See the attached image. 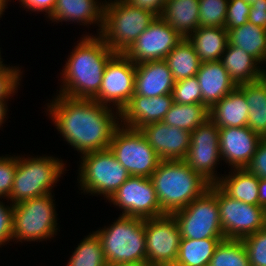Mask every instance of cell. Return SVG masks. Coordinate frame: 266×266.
Wrapping results in <instances>:
<instances>
[{"label":"cell","mask_w":266,"mask_h":266,"mask_svg":"<svg viewBox=\"0 0 266 266\" xmlns=\"http://www.w3.org/2000/svg\"><path fill=\"white\" fill-rule=\"evenodd\" d=\"M47 107L57 130L81 155L108 149L121 125L118 110L113 113L111 107L93 99L58 94Z\"/></svg>","instance_id":"obj_1"},{"label":"cell","mask_w":266,"mask_h":266,"mask_svg":"<svg viewBox=\"0 0 266 266\" xmlns=\"http://www.w3.org/2000/svg\"><path fill=\"white\" fill-rule=\"evenodd\" d=\"M62 70L59 94L93 99L100 90L106 64L116 54L98 35H86L72 50Z\"/></svg>","instance_id":"obj_2"},{"label":"cell","mask_w":266,"mask_h":266,"mask_svg":"<svg viewBox=\"0 0 266 266\" xmlns=\"http://www.w3.org/2000/svg\"><path fill=\"white\" fill-rule=\"evenodd\" d=\"M150 178L162 212L169 215L185 208L211 186L184 160H161Z\"/></svg>","instance_id":"obj_3"},{"label":"cell","mask_w":266,"mask_h":266,"mask_svg":"<svg viewBox=\"0 0 266 266\" xmlns=\"http://www.w3.org/2000/svg\"><path fill=\"white\" fill-rule=\"evenodd\" d=\"M100 37L115 53H124L157 17L125 0L106 1Z\"/></svg>","instance_id":"obj_4"},{"label":"cell","mask_w":266,"mask_h":266,"mask_svg":"<svg viewBox=\"0 0 266 266\" xmlns=\"http://www.w3.org/2000/svg\"><path fill=\"white\" fill-rule=\"evenodd\" d=\"M95 233L108 265L147 261L143 218L121 215L109 227Z\"/></svg>","instance_id":"obj_5"},{"label":"cell","mask_w":266,"mask_h":266,"mask_svg":"<svg viewBox=\"0 0 266 266\" xmlns=\"http://www.w3.org/2000/svg\"><path fill=\"white\" fill-rule=\"evenodd\" d=\"M63 171L64 163L58 158L19 156L8 199H11V204L15 205L51 193L54 183H57Z\"/></svg>","instance_id":"obj_6"},{"label":"cell","mask_w":266,"mask_h":266,"mask_svg":"<svg viewBox=\"0 0 266 266\" xmlns=\"http://www.w3.org/2000/svg\"><path fill=\"white\" fill-rule=\"evenodd\" d=\"M52 198L49 193L13 205L14 241H42L56 235L58 214Z\"/></svg>","instance_id":"obj_7"},{"label":"cell","mask_w":266,"mask_h":266,"mask_svg":"<svg viewBox=\"0 0 266 266\" xmlns=\"http://www.w3.org/2000/svg\"><path fill=\"white\" fill-rule=\"evenodd\" d=\"M79 170L80 190L103 195L107 200L131 176L111 150H99L82 155Z\"/></svg>","instance_id":"obj_8"},{"label":"cell","mask_w":266,"mask_h":266,"mask_svg":"<svg viewBox=\"0 0 266 266\" xmlns=\"http://www.w3.org/2000/svg\"><path fill=\"white\" fill-rule=\"evenodd\" d=\"M171 215L177 222L181 238H225L220 223L217 184H211L203 195Z\"/></svg>","instance_id":"obj_9"},{"label":"cell","mask_w":266,"mask_h":266,"mask_svg":"<svg viewBox=\"0 0 266 266\" xmlns=\"http://www.w3.org/2000/svg\"><path fill=\"white\" fill-rule=\"evenodd\" d=\"M109 149L131 176L150 178L161 159L139 129L121 125Z\"/></svg>","instance_id":"obj_10"},{"label":"cell","mask_w":266,"mask_h":266,"mask_svg":"<svg viewBox=\"0 0 266 266\" xmlns=\"http://www.w3.org/2000/svg\"><path fill=\"white\" fill-rule=\"evenodd\" d=\"M220 223L226 239H238L266 227L265 208L231 198L217 185Z\"/></svg>","instance_id":"obj_11"},{"label":"cell","mask_w":266,"mask_h":266,"mask_svg":"<svg viewBox=\"0 0 266 266\" xmlns=\"http://www.w3.org/2000/svg\"><path fill=\"white\" fill-rule=\"evenodd\" d=\"M135 73V63L123 53H116L106 64L99 93L93 100L109 107L112 102L121 112L134 94Z\"/></svg>","instance_id":"obj_12"},{"label":"cell","mask_w":266,"mask_h":266,"mask_svg":"<svg viewBox=\"0 0 266 266\" xmlns=\"http://www.w3.org/2000/svg\"><path fill=\"white\" fill-rule=\"evenodd\" d=\"M147 262L152 266H174L180 244V230L175 218L165 214L144 219Z\"/></svg>","instance_id":"obj_13"},{"label":"cell","mask_w":266,"mask_h":266,"mask_svg":"<svg viewBox=\"0 0 266 266\" xmlns=\"http://www.w3.org/2000/svg\"><path fill=\"white\" fill-rule=\"evenodd\" d=\"M220 158L219 128L208 118L191 132L190 146L184 161L211 184H217L221 177L216 175L215 167L222 160Z\"/></svg>","instance_id":"obj_14"},{"label":"cell","mask_w":266,"mask_h":266,"mask_svg":"<svg viewBox=\"0 0 266 266\" xmlns=\"http://www.w3.org/2000/svg\"><path fill=\"white\" fill-rule=\"evenodd\" d=\"M108 201L123 209V216L147 219L165 215L151 178L130 176Z\"/></svg>","instance_id":"obj_15"},{"label":"cell","mask_w":266,"mask_h":266,"mask_svg":"<svg viewBox=\"0 0 266 266\" xmlns=\"http://www.w3.org/2000/svg\"><path fill=\"white\" fill-rule=\"evenodd\" d=\"M183 39L161 16H158L123 54L135 64L164 60Z\"/></svg>","instance_id":"obj_16"},{"label":"cell","mask_w":266,"mask_h":266,"mask_svg":"<svg viewBox=\"0 0 266 266\" xmlns=\"http://www.w3.org/2000/svg\"><path fill=\"white\" fill-rule=\"evenodd\" d=\"M261 137L245 127L219 128V150L221 159L232 169L246 168L254 156Z\"/></svg>","instance_id":"obj_17"},{"label":"cell","mask_w":266,"mask_h":266,"mask_svg":"<svg viewBox=\"0 0 266 266\" xmlns=\"http://www.w3.org/2000/svg\"><path fill=\"white\" fill-rule=\"evenodd\" d=\"M161 160H184L190 146L191 132L169 126L163 121L139 129Z\"/></svg>","instance_id":"obj_18"},{"label":"cell","mask_w":266,"mask_h":266,"mask_svg":"<svg viewBox=\"0 0 266 266\" xmlns=\"http://www.w3.org/2000/svg\"><path fill=\"white\" fill-rule=\"evenodd\" d=\"M173 104L172 94L157 97L133 95L120 112L123 126L140 129L143 126L162 121Z\"/></svg>","instance_id":"obj_19"},{"label":"cell","mask_w":266,"mask_h":266,"mask_svg":"<svg viewBox=\"0 0 266 266\" xmlns=\"http://www.w3.org/2000/svg\"><path fill=\"white\" fill-rule=\"evenodd\" d=\"M135 87L133 95L157 97L172 94L175 81L164 60L145 61L135 64Z\"/></svg>","instance_id":"obj_20"},{"label":"cell","mask_w":266,"mask_h":266,"mask_svg":"<svg viewBox=\"0 0 266 266\" xmlns=\"http://www.w3.org/2000/svg\"><path fill=\"white\" fill-rule=\"evenodd\" d=\"M196 77L208 109L237 87L220 60L201 63Z\"/></svg>","instance_id":"obj_21"},{"label":"cell","mask_w":266,"mask_h":266,"mask_svg":"<svg viewBox=\"0 0 266 266\" xmlns=\"http://www.w3.org/2000/svg\"><path fill=\"white\" fill-rule=\"evenodd\" d=\"M98 0H56L55 8L49 16L50 20L58 22H81L83 24H97L102 31L104 4ZM98 3V4H97Z\"/></svg>","instance_id":"obj_22"},{"label":"cell","mask_w":266,"mask_h":266,"mask_svg":"<svg viewBox=\"0 0 266 266\" xmlns=\"http://www.w3.org/2000/svg\"><path fill=\"white\" fill-rule=\"evenodd\" d=\"M248 111L245 95L236 87L209 109V118L218 128L245 127Z\"/></svg>","instance_id":"obj_23"},{"label":"cell","mask_w":266,"mask_h":266,"mask_svg":"<svg viewBox=\"0 0 266 266\" xmlns=\"http://www.w3.org/2000/svg\"><path fill=\"white\" fill-rule=\"evenodd\" d=\"M236 86L259 80L260 62L240 47L228 44L220 59Z\"/></svg>","instance_id":"obj_24"},{"label":"cell","mask_w":266,"mask_h":266,"mask_svg":"<svg viewBox=\"0 0 266 266\" xmlns=\"http://www.w3.org/2000/svg\"><path fill=\"white\" fill-rule=\"evenodd\" d=\"M199 0H166L161 17L182 37L199 27Z\"/></svg>","instance_id":"obj_25"},{"label":"cell","mask_w":266,"mask_h":266,"mask_svg":"<svg viewBox=\"0 0 266 266\" xmlns=\"http://www.w3.org/2000/svg\"><path fill=\"white\" fill-rule=\"evenodd\" d=\"M187 40L201 63L218 61L228 45V32L225 27H198Z\"/></svg>","instance_id":"obj_26"},{"label":"cell","mask_w":266,"mask_h":266,"mask_svg":"<svg viewBox=\"0 0 266 266\" xmlns=\"http://www.w3.org/2000/svg\"><path fill=\"white\" fill-rule=\"evenodd\" d=\"M217 185L231 198L250 205H258L259 178L246 168L232 169Z\"/></svg>","instance_id":"obj_27"},{"label":"cell","mask_w":266,"mask_h":266,"mask_svg":"<svg viewBox=\"0 0 266 266\" xmlns=\"http://www.w3.org/2000/svg\"><path fill=\"white\" fill-rule=\"evenodd\" d=\"M237 88L245 95L249 107L247 126L261 138H266V88L263 82L259 79Z\"/></svg>","instance_id":"obj_28"},{"label":"cell","mask_w":266,"mask_h":266,"mask_svg":"<svg viewBox=\"0 0 266 266\" xmlns=\"http://www.w3.org/2000/svg\"><path fill=\"white\" fill-rule=\"evenodd\" d=\"M225 238H181L174 266H208L215 249Z\"/></svg>","instance_id":"obj_29"},{"label":"cell","mask_w":266,"mask_h":266,"mask_svg":"<svg viewBox=\"0 0 266 266\" xmlns=\"http://www.w3.org/2000/svg\"><path fill=\"white\" fill-rule=\"evenodd\" d=\"M164 61L169 66L175 82L196 76L201 64L193 45L187 38L180 41Z\"/></svg>","instance_id":"obj_30"},{"label":"cell","mask_w":266,"mask_h":266,"mask_svg":"<svg viewBox=\"0 0 266 266\" xmlns=\"http://www.w3.org/2000/svg\"><path fill=\"white\" fill-rule=\"evenodd\" d=\"M227 32L228 44L240 47L262 64L266 54V29L247 22Z\"/></svg>","instance_id":"obj_31"},{"label":"cell","mask_w":266,"mask_h":266,"mask_svg":"<svg viewBox=\"0 0 266 266\" xmlns=\"http://www.w3.org/2000/svg\"><path fill=\"white\" fill-rule=\"evenodd\" d=\"M209 118V109L203 104H179L173 102L163 122L192 132Z\"/></svg>","instance_id":"obj_32"},{"label":"cell","mask_w":266,"mask_h":266,"mask_svg":"<svg viewBox=\"0 0 266 266\" xmlns=\"http://www.w3.org/2000/svg\"><path fill=\"white\" fill-rule=\"evenodd\" d=\"M67 266H107L100 238L95 232L81 240Z\"/></svg>","instance_id":"obj_33"},{"label":"cell","mask_w":266,"mask_h":266,"mask_svg":"<svg viewBox=\"0 0 266 266\" xmlns=\"http://www.w3.org/2000/svg\"><path fill=\"white\" fill-rule=\"evenodd\" d=\"M208 266H250L242 240L226 238L221 240Z\"/></svg>","instance_id":"obj_34"},{"label":"cell","mask_w":266,"mask_h":266,"mask_svg":"<svg viewBox=\"0 0 266 266\" xmlns=\"http://www.w3.org/2000/svg\"><path fill=\"white\" fill-rule=\"evenodd\" d=\"M229 0H199V27H224Z\"/></svg>","instance_id":"obj_35"},{"label":"cell","mask_w":266,"mask_h":266,"mask_svg":"<svg viewBox=\"0 0 266 266\" xmlns=\"http://www.w3.org/2000/svg\"><path fill=\"white\" fill-rule=\"evenodd\" d=\"M173 102L202 104V94L196 76L176 81L172 90Z\"/></svg>","instance_id":"obj_36"},{"label":"cell","mask_w":266,"mask_h":266,"mask_svg":"<svg viewBox=\"0 0 266 266\" xmlns=\"http://www.w3.org/2000/svg\"><path fill=\"white\" fill-rule=\"evenodd\" d=\"M250 266H266V227L241 239Z\"/></svg>","instance_id":"obj_37"},{"label":"cell","mask_w":266,"mask_h":266,"mask_svg":"<svg viewBox=\"0 0 266 266\" xmlns=\"http://www.w3.org/2000/svg\"><path fill=\"white\" fill-rule=\"evenodd\" d=\"M249 12L250 5L244 0H229L224 26L225 29L228 31L247 23Z\"/></svg>","instance_id":"obj_38"},{"label":"cell","mask_w":266,"mask_h":266,"mask_svg":"<svg viewBox=\"0 0 266 266\" xmlns=\"http://www.w3.org/2000/svg\"><path fill=\"white\" fill-rule=\"evenodd\" d=\"M18 157L0 156V198H9L17 169Z\"/></svg>","instance_id":"obj_39"},{"label":"cell","mask_w":266,"mask_h":266,"mask_svg":"<svg viewBox=\"0 0 266 266\" xmlns=\"http://www.w3.org/2000/svg\"><path fill=\"white\" fill-rule=\"evenodd\" d=\"M21 69L19 67L7 66L0 72V101L7 100L18 89L21 80Z\"/></svg>","instance_id":"obj_40"},{"label":"cell","mask_w":266,"mask_h":266,"mask_svg":"<svg viewBox=\"0 0 266 266\" xmlns=\"http://www.w3.org/2000/svg\"><path fill=\"white\" fill-rule=\"evenodd\" d=\"M0 201V247L13 239V205Z\"/></svg>","instance_id":"obj_41"},{"label":"cell","mask_w":266,"mask_h":266,"mask_svg":"<svg viewBox=\"0 0 266 266\" xmlns=\"http://www.w3.org/2000/svg\"><path fill=\"white\" fill-rule=\"evenodd\" d=\"M246 169L258 178H266V138H262Z\"/></svg>","instance_id":"obj_42"},{"label":"cell","mask_w":266,"mask_h":266,"mask_svg":"<svg viewBox=\"0 0 266 266\" xmlns=\"http://www.w3.org/2000/svg\"><path fill=\"white\" fill-rule=\"evenodd\" d=\"M248 22L266 29V0L250 5Z\"/></svg>","instance_id":"obj_43"},{"label":"cell","mask_w":266,"mask_h":266,"mask_svg":"<svg viewBox=\"0 0 266 266\" xmlns=\"http://www.w3.org/2000/svg\"><path fill=\"white\" fill-rule=\"evenodd\" d=\"M24 8L30 11L45 12L48 17L52 14L56 0H19Z\"/></svg>","instance_id":"obj_44"},{"label":"cell","mask_w":266,"mask_h":266,"mask_svg":"<svg viewBox=\"0 0 266 266\" xmlns=\"http://www.w3.org/2000/svg\"><path fill=\"white\" fill-rule=\"evenodd\" d=\"M131 6L138 7L154 13L157 17L162 15L166 0H125Z\"/></svg>","instance_id":"obj_45"},{"label":"cell","mask_w":266,"mask_h":266,"mask_svg":"<svg viewBox=\"0 0 266 266\" xmlns=\"http://www.w3.org/2000/svg\"><path fill=\"white\" fill-rule=\"evenodd\" d=\"M258 205L266 209V178H259Z\"/></svg>","instance_id":"obj_46"},{"label":"cell","mask_w":266,"mask_h":266,"mask_svg":"<svg viewBox=\"0 0 266 266\" xmlns=\"http://www.w3.org/2000/svg\"><path fill=\"white\" fill-rule=\"evenodd\" d=\"M7 100H2L0 101V126H2V123H4L5 121V116H6V113H7V104H6Z\"/></svg>","instance_id":"obj_47"},{"label":"cell","mask_w":266,"mask_h":266,"mask_svg":"<svg viewBox=\"0 0 266 266\" xmlns=\"http://www.w3.org/2000/svg\"><path fill=\"white\" fill-rule=\"evenodd\" d=\"M107 266H152V265L146 261V262H130V263L110 264Z\"/></svg>","instance_id":"obj_48"},{"label":"cell","mask_w":266,"mask_h":266,"mask_svg":"<svg viewBox=\"0 0 266 266\" xmlns=\"http://www.w3.org/2000/svg\"><path fill=\"white\" fill-rule=\"evenodd\" d=\"M8 3V0H0V18L2 17L3 12L6 9V4Z\"/></svg>","instance_id":"obj_49"},{"label":"cell","mask_w":266,"mask_h":266,"mask_svg":"<svg viewBox=\"0 0 266 266\" xmlns=\"http://www.w3.org/2000/svg\"><path fill=\"white\" fill-rule=\"evenodd\" d=\"M264 62L266 63V54L264 56V59H263L262 63H264ZM261 75H266V70L265 69H261Z\"/></svg>","instance_id":"obj_50"},{"label":"cell","mask_w":266,"mask_h":266,"mask_svg":"<svg viewBox=\"0 0 266 266\" xmlns=\"http://www.w3.org/2000/svg\"><path fill=\"white\" fill-rule=\"evenodd\" d=\"M259 79L263 82V84L266 88V75H261Z\"/></svg>","instance_id":"obj_51"},{"label":"cell","mask_w":266,"mask_h":266,"mask_svg":"<svg viewBox=\"0 0 266 266\" xmlns=\"http://www.w3.org/2000/svg\"><path fill=\"white\" fill-rule=\"evenodd\" d=\"M0 54H1V52H0ZM1 60H2V58H1V55H0V72L6 67L4 65L3 61H1Z\"/></svg>","instance_id":"obj_52"},{"label":"cell","mask_w":266,"mask_h":266,"mask_svg":"<svg viewBox=\"0 0 266 266\" xmlns=\"http://www.w3.org/2000/svg\"><path fill=\"white\" fill-rule=\"evenodd\" d=\"M246 3H248L249 5H252L256 2H258L259 0H244Z\"/></svg>","instance_id":"obj_53"}]
</instances>
